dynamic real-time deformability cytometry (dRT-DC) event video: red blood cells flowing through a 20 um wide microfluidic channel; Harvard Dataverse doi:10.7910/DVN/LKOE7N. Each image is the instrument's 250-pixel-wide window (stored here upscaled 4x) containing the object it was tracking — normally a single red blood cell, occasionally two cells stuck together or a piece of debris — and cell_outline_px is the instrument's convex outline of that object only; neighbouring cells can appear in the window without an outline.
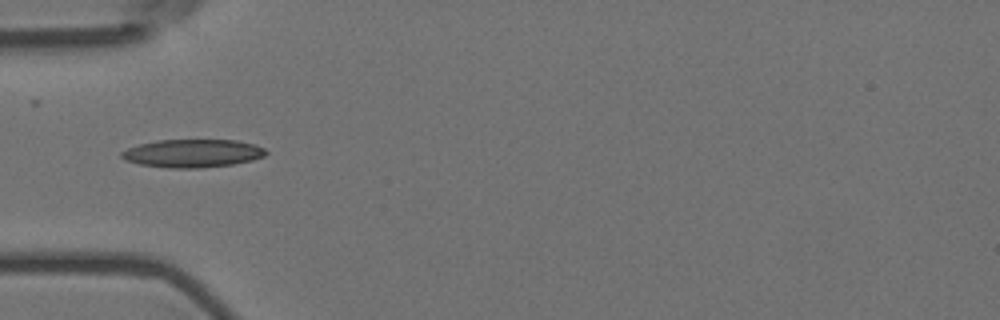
{"species": "Egyptian fruit bat (a non-hibernating species)", "species_latin": "Rousettus aegyptiacus", "temperature_condition": "room temperature", "stored_images_in_passage": 9, "camera_frame_rate_fps": 3000, "um_per_image_px": 0.085, "animal": {"sex": "female"}, "frame": {"image": 1, "passage_image": 4, "time_ms": 1.0, "image_size_px": [1000, 320], "cell_outline_px": [[268, 152], [264, 156], [252, 160], [232, 164], [200, 168], [168, 168], [140, 164], [124, 160], [120, 156], [120, 152], [128, 148], [140, 144], [156, 140], [236, 140], [256, 144], [264, 148]], "centroid_in_image_um": [16.37, 13.03], "position_along_channel_um": 68.6, "area_um2": 23.7}}
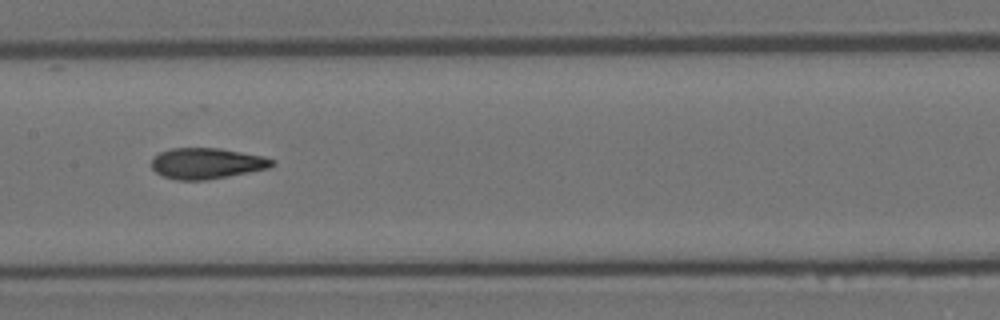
{"frame": {"image": 2, "passage_image": 7, "time_ms": 2.0, "image_size_px": [1000, 320], "cell_outline_px": [[276, 164], [268, 168], [228, 176], [204, 180], [176, 180], [164, 176], [156, 172], [152, 168], [152, 156], [160, 152], [172, 148], [220, 148], [264, 156], [276, 160]], "centroid_in_image_um": [17.58, 13.88], "position_along_channel_um": 189.8, "area_um2": 21.73}}
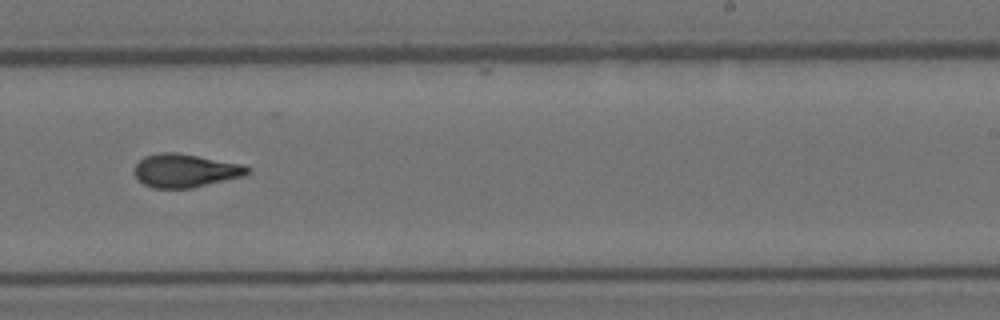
{"frame": {"image": 3, "passage_image": 9, "time_ms": 2.667, "image_size_px": [1000, 320], "cell_outline_px": [[252, 172], [244, 176], [192, 188], [152, 188], [144, 184], [132, 172], [136, 164], [144, 156], [160, 152], [176, 152], [244, 164], [252, 168]], "centroid_in_image_um": [15.78, 14.49], "position_along_channel_um": 273.2, "area_um2": 22.25}}